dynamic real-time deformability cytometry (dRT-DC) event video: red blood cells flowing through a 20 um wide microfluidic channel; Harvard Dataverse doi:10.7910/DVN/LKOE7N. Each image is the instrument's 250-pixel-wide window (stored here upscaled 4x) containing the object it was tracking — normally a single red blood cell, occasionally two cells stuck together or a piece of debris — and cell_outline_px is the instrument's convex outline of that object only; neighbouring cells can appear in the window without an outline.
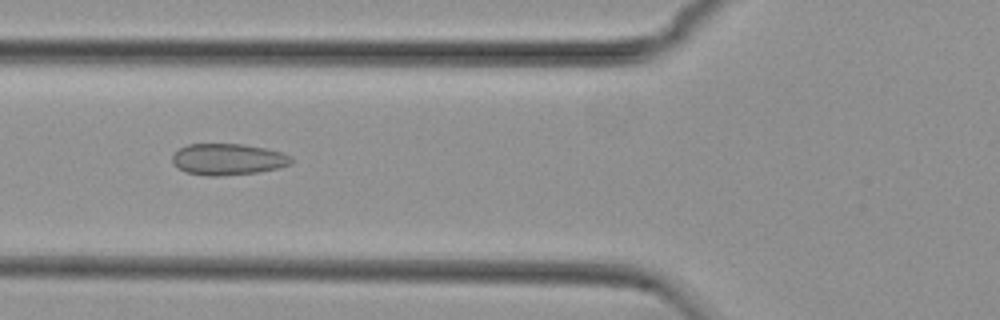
{"species": "common noctule bat (a hibernating species)", "species_latin": "Nyctalus noctula", "temperature_condition": "cold", "stored_images_in_passage": 52, "camera_frame_rate_fps": 3000, "um_per_image_px": 0.085, "animal": {"sex": "female", "body_mass_g": 29.2, "forearm_length_mm": 56.3}, "frame": {"image": 1, "passage_image": 18, "time_ms": 5.667, "image_size_px": [1000, 320], "cell_outline_px": [[292, 164], [280, 168], [260, 172], [220, 176], [208, 176], [184, 172], [172, 164], [172, 156], [180, 148], [188, 144], [244, 144], [264, 148], [280, 152], [292, 156]], "centroid_in_image_um": [19.38, 13.55], "position_along_channel_um": 106.4, "area_um2": 21.96}}
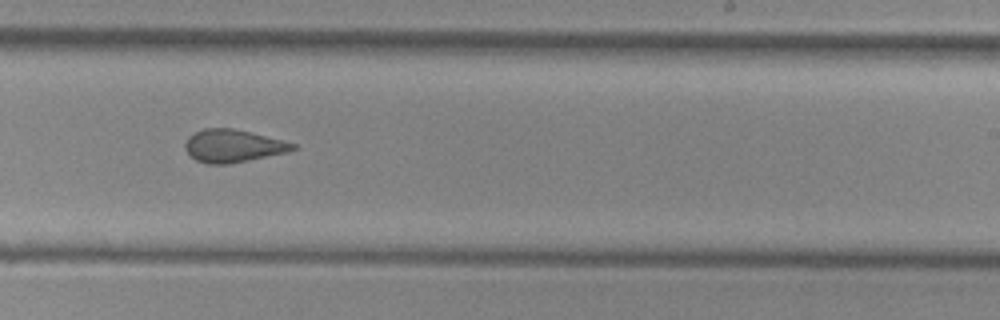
{"frame": {"image": 2, "passage_image": 31, "time_ms": 10.0, "image_size_px": [1000, 320], "cell_outline_px": [[296, 148], [288, 152], [228, 164], [208, 164], [196, 160], [184, 148], [184, 144], [188, 136], [204, 128], [236, 128], [296, 144]], "centroid_in_image_um": [19.78, 12.39], "position_along_channel_um": 269.2, "area_um2": 20.4}}
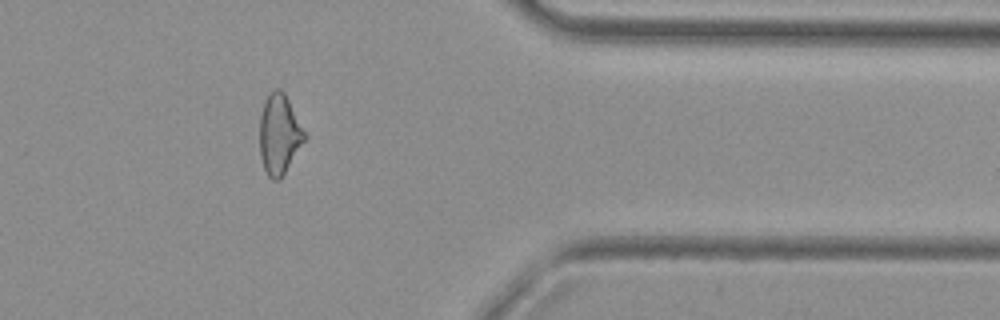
{"frame": {"image": 3, "passage_image": 42, "time_ms": 13.667, "image_size_px": [1000, 320], "cell_outline_px": [[308, 136], [280, 180], [272, 180], [268, 176], [264, 168], [260, 156], [260, 116], [264, 100], [268, 92], [272, 88], [280, 88], [284, 92]], "centroid_in_image_um": [23.74, 11.39], "position_along_channel_um": 387.7, "area_um2": 21.21}, "authors_computed_cell_mechanics": {"area_um2": 21.5305, "velocity_mm_per_s": 3.7543, "shape_relaxation_time_tau1_ms": null, "shape_relaxation_time_tau2_ms": 1.944, "deformation_change_tau1": null, "deformation_change_tau2": 0.0767}}